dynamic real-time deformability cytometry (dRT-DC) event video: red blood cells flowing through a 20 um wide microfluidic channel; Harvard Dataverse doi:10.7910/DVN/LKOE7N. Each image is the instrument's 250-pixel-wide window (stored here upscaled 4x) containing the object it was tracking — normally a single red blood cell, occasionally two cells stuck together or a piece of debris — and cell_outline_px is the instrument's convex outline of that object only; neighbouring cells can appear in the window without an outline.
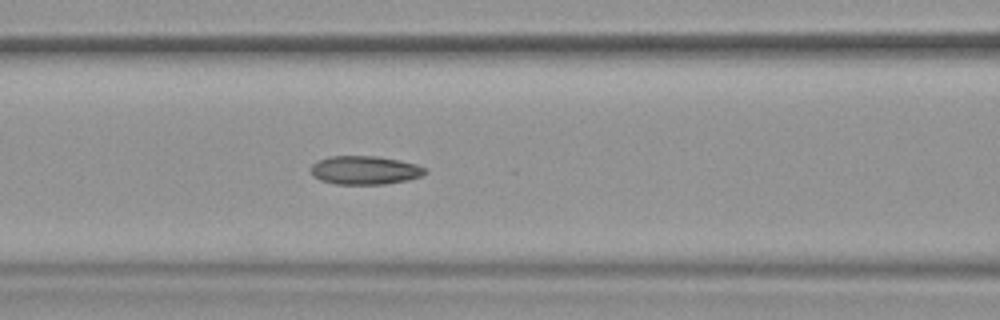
{"species": "common noctule bat (a hibernating species)", "species_latin": "Nyctalus noctula", "temperature_condition": "warm", "stored_images_in_passage": 43, "camera_frame_rate_fps": 3000, "um_per_image_px": 0.085, "animal": {"sex": "female", "body_mass_g": 19.9}, "frame": {"image": 1, "passage_image": 13, "time_ms": 4.0, "image_size_px": [1000, 320], "cell_outline_px": [[428, 172], [420, 176], [408, 180], [384, 184], [336, 184], [320, 180], [312, 176], [312, 164], [316, 160], [328, 156], [376, 156], [400, 160], [416, 164], [428, 168]], "centroid_in_image_um": [31.02, 14.46], "position_along_channel_um": 135.6, "area_um2": 19.19}, "authors_computed_cell_mechanics": {"area_um2": 18.9584, "velocity_mm_per_s": 3.8018, "shape_relaxation_time_tau1_ms": null, "shape_relaxation_time_tau2_ms": 2.7628, "deformation_change_tau1": null, "deformation_change_tau2": 0.0807}}